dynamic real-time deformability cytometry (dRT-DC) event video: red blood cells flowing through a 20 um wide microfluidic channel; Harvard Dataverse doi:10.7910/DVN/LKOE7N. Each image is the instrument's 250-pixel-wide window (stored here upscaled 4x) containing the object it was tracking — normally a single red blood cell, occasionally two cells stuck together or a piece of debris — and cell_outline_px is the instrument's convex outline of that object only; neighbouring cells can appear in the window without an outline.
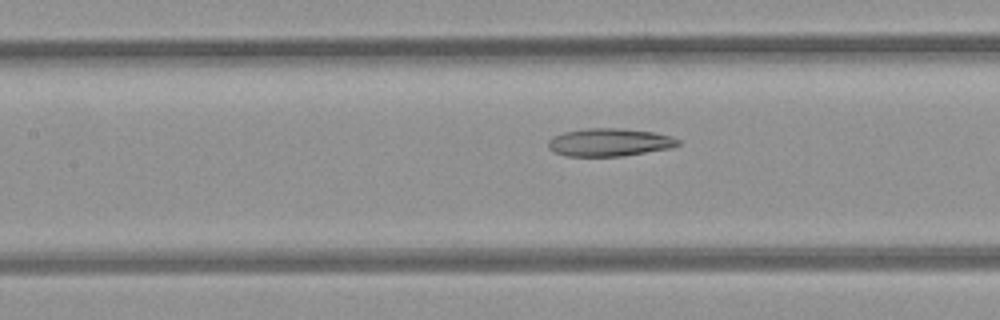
{"species": "common noctule bat (a hibernating species)", "species_latin": "Nyctalus noctula", "temperature_condition": "room temperature", "stored_images_in_passage": 11, "camera_frame_rate_fps": 3000, "um_per_image_px": 0.085, "animal": {"sex": "female", "body_mass_g": 21.9}, "frame": {"image": 1, "passage_image": 7, "time_ms": 2.0, "image_size_px": [1000, 320], "cell_outline_px": [[680, 144], [672, 148], [624, 156], [568, 156], [556, 152], [548, 148], [548, 140], [552, 136], [564, 132], [588, 128], [624, 128], [656, 132], [672, 136], [680, 140]], "centroid_in_image_um": [51.85, 12.09], "position_along_channel_um": 155.6, "area_um2": 21.33}}
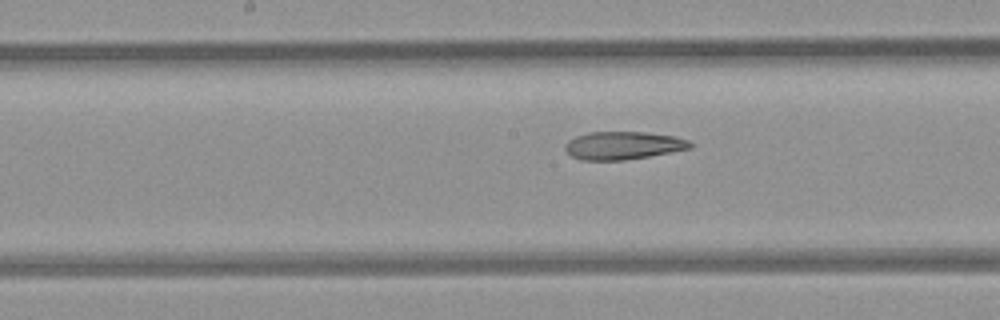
{"frame": {"image": 2, "passage_image": 10, "time_ms": 3.0, "image_size_px": [1000, 320], "cell_outline_px": [[692, 148], [648, 156], [624, 160], [580, 160], [572, 156], [564, 148], [568, 140], [576, 136], [588, 132], [644, 132], [676, 136], [688, 140], [692, 144]], "centroid_in_image_um": [52.96, 12.36], "position_along_channel_um": 195.2, "area_um2": 20.29}}